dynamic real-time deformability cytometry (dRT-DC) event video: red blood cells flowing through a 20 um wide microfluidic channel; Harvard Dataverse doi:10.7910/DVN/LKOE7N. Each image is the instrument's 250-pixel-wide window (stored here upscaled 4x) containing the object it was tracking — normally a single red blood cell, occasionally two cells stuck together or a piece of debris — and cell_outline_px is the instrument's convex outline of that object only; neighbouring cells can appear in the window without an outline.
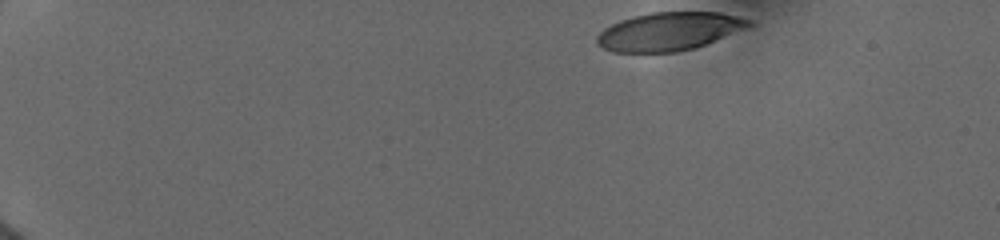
{"species": "human", "species_latin": "Homo sapiens", "temperature_condition": "cold", "stored_images_in_passage": 15, "camera_frame_rate_fps": 3000, "um_per_image_px": 0.085, "donor": {"sex": "female"}, "frame": {"image": 1, "passage_image": 1, "time_ms": 0.0, "image_size_px": [1000, 240], "cell_outline_px": [[752, 24], [744, 28], [696, 48], [676, 52], [612, 52], [596, 44], [596, 36], [604, 28], [620, 20], [632, 16], [652, 12], [720, 12], [752, 20]], "centroid_in_image_um": [56.82, 2.67], "position_along_channel_um": 28.2, "area_um2": 33.7}}